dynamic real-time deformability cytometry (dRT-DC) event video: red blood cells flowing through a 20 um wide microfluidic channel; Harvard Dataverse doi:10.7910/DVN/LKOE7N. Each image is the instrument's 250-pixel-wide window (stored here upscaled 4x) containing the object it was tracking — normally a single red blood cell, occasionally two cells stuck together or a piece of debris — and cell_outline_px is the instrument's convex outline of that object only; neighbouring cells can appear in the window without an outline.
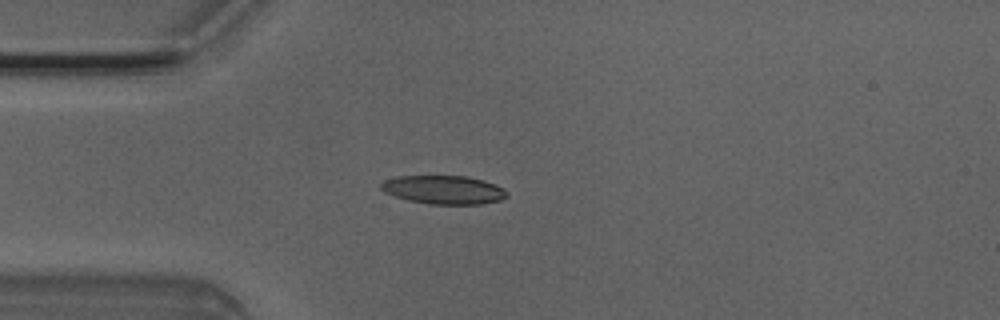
{"species": "Egyptian fruit bat (a non-hibernating species)", "species_latin": "Rousettus aegyptiacus", "temperature_condition": "room temperature", "stored_images_in_passage": 4, "camera_frame_rate_fps": 3000, "um_per_image_px": 0.085, "animal": {"sex": "male"}, "frame": {"image": 1, "passage_image": 4, "time_ms": 1.0, "image_size_px": [1000, 320], "cell_outline_px": [[508, 196], [500, 200], [480, 204], [428, 204], [408, 200], [384, 192], [380, 188], [380, 184], [384, 180], [396, 176], [468, 176], [484, 180], [496, 184], [504, 188], [508, 192]], "centroid_in_image_um": [37.73, 16.12], "position_along_channel_um": 47.3, "area_um2": 21.1}}